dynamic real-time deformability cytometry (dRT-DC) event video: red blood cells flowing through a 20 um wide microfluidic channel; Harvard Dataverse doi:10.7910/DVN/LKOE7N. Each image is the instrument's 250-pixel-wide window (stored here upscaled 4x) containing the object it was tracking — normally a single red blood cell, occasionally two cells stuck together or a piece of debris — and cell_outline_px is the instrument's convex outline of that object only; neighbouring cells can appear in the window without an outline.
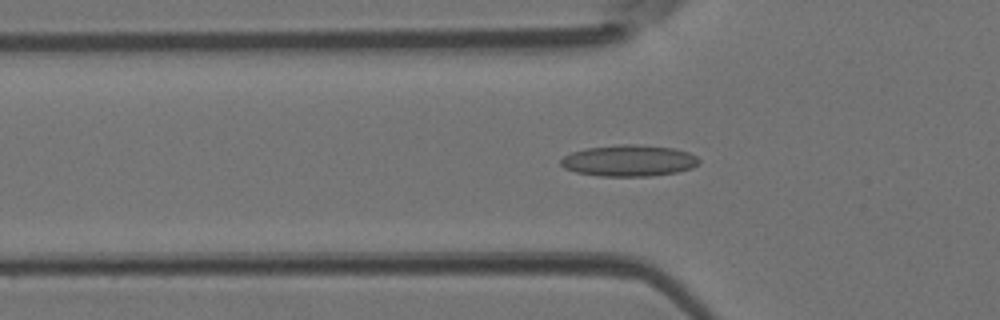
{"species": "Egyptian fruit bat (a non-hibernating species)", "species_latin": "Rousettus aegyptiacus", "temperature_condition": "room temperature", "stored_images_in_passage": 46, "camera_frame_rate_fps": 3000, "um_per_image_px": 0.085, "animal": {"sex": "female"}, "frame": {"image": 1, "passage_image": 15, "time_ms": 4.667, "image_size_px": [1000, 320], "cell_outline_px": [[700, 164], [692, 168], [676, 172], [652, 176], [600, 176], [576, 172], [564, 168], [560, 164], [560, 160], [564, 156], [572, 152], [588, 148], [620, 144], [636, 144], [672, 148], [688, 152], [696, 156], [700, 160]], "centroid_in_image_um": [53.47, 13.66], "position_along_channel_um": 72.3, "area_um2": 25.26}}
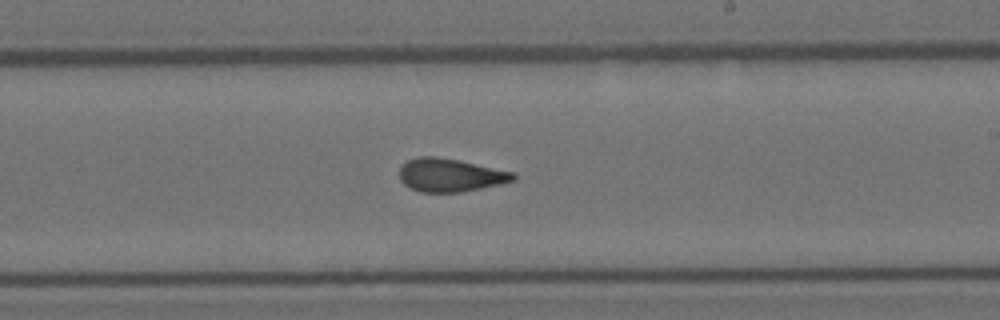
{"frame": {"image": 2, "passage_image": 27, "time_ms": 8.667, "image_size_px": [1000, 320], "cell_outline_px": [[516, 180], [500, 184], [460, 192], [420, 192], [404, 184], [400, 180], [400, 168], [408, 160], [420, 156], [436, 156], [460, 160], [516, 172]], "centroid_in_image_um": [38.31, 14.87], "position_along_channel_um": 250.7, "area_um2": 22.08}}
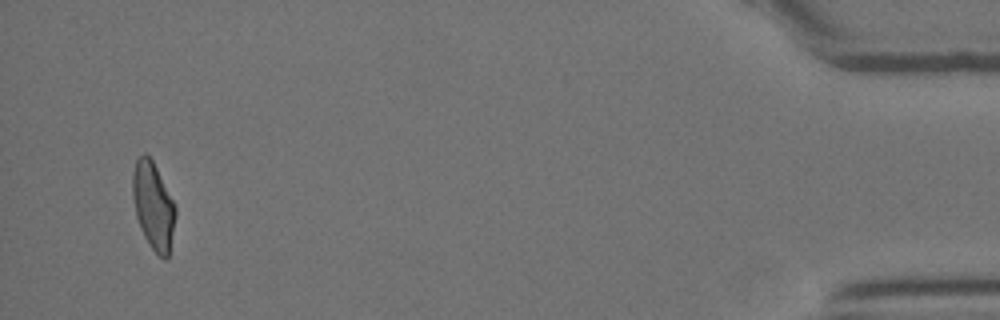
{"frame": {"image": 3, "passage_image": 44, "time_ms": 14.333, "image_size_px": [1000, 320], "cell_outline_px": [[176, 216], [168, 260], [164, 260], [152, 248], [144, 236], [140, 228], [136, 216], [132, 196], [132, 172], [136, 160], [144, 152], [152, 160], [176, 208]], "centroid_in_image_um": [13.01, 17.52], "position_along_channel_um": 422.2, "area_um2": 21.62}}